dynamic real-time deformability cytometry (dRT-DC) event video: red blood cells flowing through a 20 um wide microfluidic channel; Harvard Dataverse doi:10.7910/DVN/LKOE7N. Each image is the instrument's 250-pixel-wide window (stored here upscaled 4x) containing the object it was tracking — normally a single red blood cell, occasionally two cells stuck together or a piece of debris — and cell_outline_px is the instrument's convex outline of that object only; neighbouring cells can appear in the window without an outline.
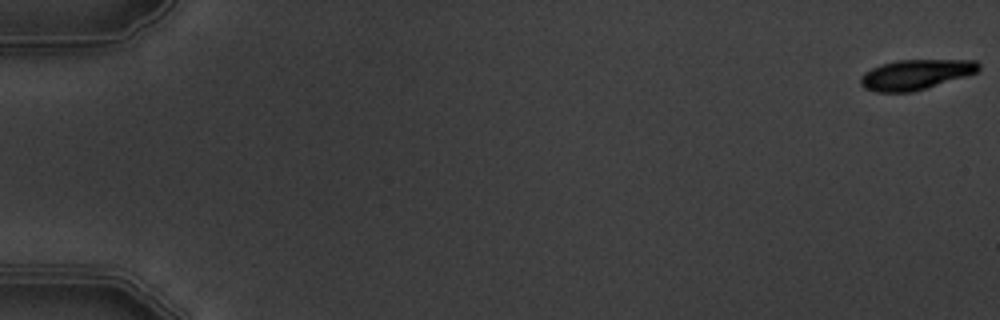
{"species": "common noctule bat (a hibernating species)", "species_latin": "Nyctalus noctula", "temperature_condition": "warm", "stored_images_in_passage": 7, "camera_frame_rate_fps": 3000, "um_per_image_px": 0.085, "animal": {"sex": "male", "body_mass_g": 19.5, "forearm_length_mm": 54.6}, "frame": {"image": 1, "passage_image": 1, "time_ms": 0.0, "image_size_px": [1000, 320], "cell_outline_px": [[980, 68], [976, 72], [964, 76], [912, 92], [876, 92], [864, 88], [860, 84], [860, 76], [864, 72], [872, 68], [896, 60], [976, 60], [980, 64]], "centroid_in_image_um": [77.79, 6.33], "position_along_channel_um": 7.2, "area_um2": 20.46}}
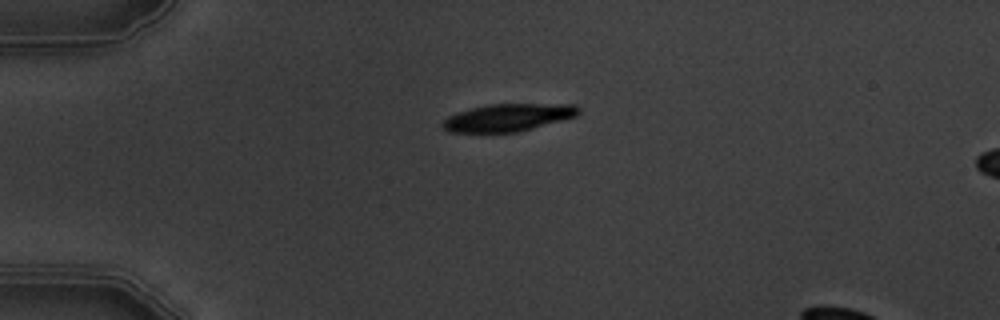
{"frame": {"image": 2, "passage_image": 5, "time_ms": 4.667, "image_size_px": [1000, 320], "cell_outline_px": [[580, 112], [576, 116], [532, 128], [516, 132], [448, 132], [444, 128], [444, 120], [448, 116], [456, 112], [488, 104], [576, 104], [580, 108]], "centroid_in_image_um": [43.2, 9.98], "position_along_channel_um": 41.8, "area_um2": 21.56}}